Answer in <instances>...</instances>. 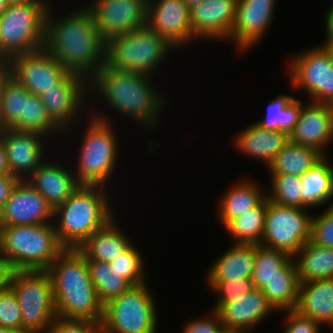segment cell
<instances>
[{"instance_id":"36","label":"cell","mask_w":333,"mask_h":333,"mask_svg":"<svg viewBox=\"0 0 333 333\" xmlns=\"http://www.w3.org/2000/svg\"><path fill=\"white\" fill-rule=\"evenodd\" d=\"M86 262L90 278L96 289L98 299L102 304L119 297L132 286L109 263L99 261Z\"/></svg>"},{"instance_id":"32","label":"cell","mask_w":333,"mask_h":333,"mask_svg":"<svg viewBox=\"0 0 333 333\" xmlns=\"http://www.w3.org/2000/svg\"><path fill=\"white\" fill-rule=\"evenodd\" d=\"M300 179L301 198L308 207L323 205L333 198V166L326 155Z\"/></svg>"},{"instance_id":"16","label":"cell","mask_w":333,"mask_h":333,"mask_svg":"<svg viewBox=\"0 0 333 333\" xmlns=\"http://www.w3.org/2000/svg\"><path fill=\"white\" fill-rule=\"evenodd\" d=\"M53 212L36 189L26 180H20L0 209V226L52 224L56 221Z\"/></svg>"},{"instance_id":"49","label":"cell","mask_w":333,"mask_h":333,"mask_svg":"<svg viewBox=\"0 0 333 333\" xmlns=\"http://www.w3.org/2000/svg\"><path fill=\"white\" fill-rule=\"evenodd\" d=\"M324 19H326V41H331L333 40V3H331V6L328 8Z\"/></svg>"},{"instance_id":"3","label":"cell","mask_w":333,"mask_h":333,"mask_svg":"<svg viewBox=\"0 0 333 333\" xmlns=\"http://www.w3.org/2000/svg\"><path fill=\"white\" fill-rule=\"evenodd\" d=\"M57 317L101 321L103 304L90 278L85 256L64 249L48 268Z\"/></svg>"},{"instance_id":"11","label":"cell","mask_w":333,"mask_h":333,"mask_svg":"<svg viewBox=\"0 0 333 333\" xmlns=\"http://www.w3.org/2000/svg\"><path fill=\"white\" fill-rule=\"evenodd\" d=\"M305 209L282 206L267 199L261 245L293 257L311 238L312 215Z\"/></svg>"},{"instance_id":"27","label":"cell","mask_w":333,"mask_h":333,"mask_svg":"<svg viewBox=\"0 0 333 333\" xmlns=\"http://www.w3.org/2000/svg\"><path fill=\"white\" fill-rule=\"evenodd\" d=\"M116 217L112 218L104 227L95 231L80 247L79 251L86 261L110 263L120 257L131 244L129 237L119 229Z\"/></svg>"},{"instance_id":"57","label":"cell","mask_w":333,"mask_h":333,"mask_svg":"<svg viewBox=\"0 0 333 333\" xmlns=\"http://www.w3.org/2000/svg\"><path fill=\"white\" fill-rule=\"evenodd\" d=\"M0 333H20V332L0 326Z\"/></svg>"},{"instance_id":"53","label":"cell","mask_w":333,"mask_h":333,"mask_svg":"<svg viewBox=\"0 0 333 333\" xmlns=\"http://www.w3.org/2000/svg\"><path fill=\"white\" fill-rule=\"evenodd\" d=\"M204 0H184L187 8L190 10L193 7L199 5L201 2H203Z\"/></svg>"},{"instance_id":"31","label":"cell","mask_w":333,"mask_h":333,"mask_svg":"<svg viewBox=\"0 0 333 333\" xmlns=\"http://www.w3.org/2000/svg\"><path fill=\"white\" fill-rule=\"evenodd\" d=\"M325 155L318 149L289 141L268 166L270 175L303 176Z\"/></svg>"},{"instance_id":"45","label":"cell","mask_w":333,"mask_h":333,"mask_svg":"<svg viewBox=\"0 0 333 333\" xmlns=\"http://www.w3.org/2000/svg\"><path fill=\"white\" fill-rule=\"evenodd\" d=\"M284 318L285 330L283 333H320L321 324L306 316H302L296 310H287Z\"/></svg>"},{"instance_id":"47","label":"cell","mask_w":333,"mask_h":333,"mask_svg":"<svg viewBox=\"0 0 333 333\" xmlns=\"http://www.w3.org/2000/svg\"><path fill=\"white\" fill-rule=\"evenodd\" d=\"M20 181L16 176L0 174V209L10 197L12 190Z\"/></svg>"},{"instance_id":"51","label":"cell","mask_w":333,"mask_h":333,"mask_svg":"<svg viewBox=\"0 0 333 333\" xmlns=\"http://www.w3.org/2000/svg\"><path fill=\"white\" fill-rule=\"evenodd\" d=\"M0 174H9V165L6 155V149L1 138H0Z\"/></svg>"},{"instance_id":"43","label":"cell","mask_w":333,"mask_h":333,"mask_svg":"<svg viewBox=\"0 0 333 333\" xmlns=\"http://www.w3.org/2000/svg\"><path fill=\"white\" fill-rule=\"evenodd\" d=\"M310 241L333 249V202L320 215L312 217Z\"/></svg>"},{"instance_id":"50","label":"cell","mask_w":333,"mask_h":333,"mask_svg":"<svg viewBox=\"0 0 333 333\" xmlns=\"http://www.w3.org/2000/svg\"><path fill=\"white\" fill-rule=\"evenodd\" d=\"M10 75V61L0 56V92L4 80Z\"/></svg>"},{"instance_id":"10","label":"cell","mask_w":333,"mask_h":333,"mask_svg":"<svg viewBox=\"0 0 333 333\" xmlns=\"http://www.w3.org/2000/svg\"><path fill=\"white\" fill-rule=\"evenodd\" d=\"M148 283L131 286L103 304L102 333H156V303Z\"/></svg>"},{"instance_id":"33","label":"cell","mask_w":333,"mask_h":333,"mask_svg":"<svg viewBox=\"0 0 333 333\" xmlns=\"http://www.w3.org/2000/svg\"><path fill=\"white\" fill-rule=\"evenodd\" d=\"M300 111L301 100L291 95L279 94L268 104L265 118L255 124L263 129L282 131L290 135L298 121Z\"/></svg>"},{"instance_id":"4","label":"cell","mask_w":333,"mask_h":333,"mask_svg":"<svg viewBox=\"0 0 333 333\" xmlns=\"http://www.w3.org/2000/svg\"><path fill=\"white\" fill-rule=\"evenodd\" d=\"M102 187L80 185L64 203L54 209V219L59 218L57 223H52L64 249H79L95 231L115 217L109 203L110 196L106 193L108 190Z\"/></svg>"},{"instance_id":"41","label":"cell","mask_w":333,"mask_h":333,"mask_svg":"<svg viewBox=\"0 0 333 333\" xmlns=\"http://www.w3.org/2000/svg\"><path fill=\"white\" fill-rule=\"evenodd\" d=\"M0 326L22 333L20 306L9 286L0 290Z\"/></svg>"},{"instance_id":"40","label":"cell","mask_w":333,"mask_h":333,"mask_svg":"<svg viewBox=\"0 0 333 333\" xmlns=\"http://www.w3.org/2000/svg\"><path fill=\"white\" fill-rule=\"evenodd\" d=\"M143 264L144 260L142 259V255L135 248L133 243L121 253L120 257H117V259L109 263V265L114 267L115 270L120 273V276L132 286L147 282Z\"/></svg>"},{"instance_id":"17","label":"cell","mask_w":333,"mask_h":333,"mask_svg":"<svg viewBox=\"0 0 333 333\" xmlns=\"http://www.w3.org/2000/svg\"><path fill=\"white\" fill-rule=\"evenodd\" d=\"M147 25L173 48L193 40L190 10L184 0H147Z\"/></svg>"},{"instance_id":"38","label":"cell","mask_w":333,"mask_h":333,"mask_svg":"<svg viewBox=\"0 0 333 333\" xmlns=\"http://www.w3.org/2000/svg\"><path fill=\"white\" fill-rule=\"evenodd\" d=\"M290 257L284 251L256 244L255 265L251 277L254 289L261 290Z\"/></svg>"},{"instance_id":"24","label":"cell","mask_w":333,"mask_h":333,"mask_svg":"<svg viewBox=\"0 0 333 333\" xmlns=\"http://www.w3.org/2000/svg\"><path fill=\"white\" fill-rule=\"evenodd\" d=\"M294 310L333 327V278L300 283Z\"/></svg>"},{"instance_id":"26","label":"cell","mask_w":333,"mask_h":333,"mask_svg":"<svg viewBox=\"0 0 333 333\" xmlns=\"http://www.w3.org/2000/svg\"><path fill=\"white\" fill-rule=\"evenodd\" d=\"M256 244H234L209 267L207 282H230L251 278L255 265Z\"/></svg>"},{"instance_id":"21","label":"cell","mask_w":333,"mask_h":333,"mask_svg":"<svg viewBox=\"0 0 333 333\" xmlns=\"http://www.w3.org/2000/svg\"><path fill=\"white\" fill-rule=\"evenodd\" d=\"M275 311L260 289L244 293L239 298H230L216 312L225 330L245 331L250 333L265 317ZM269 313V314H268Z\"/></svg>"},{"instance_id":"46","label":"cell","mask_w":333,"mask_h":333,"mask_svg":"<svg viewBox=\"0 0 333 333\" xmlns=\"http://www.w3.org/2000/svg\"><path fill=\"white\" fill-rule=\"evenodd\" d=\"M208 316L188 321L182 333H223L225 328L218 313L212 310Z\"/></svg>"},{"instance_id":"2","label":"cell","mask_w":333,"mask_h":333,"mask_svg":"<svg viewBox=\"0 0 333 333\" xmlns=\"http://www.w3.org/2000/svg\"><path fill=\"white\" fill-rule=\"evenodd\" d=\"M152 78L148 74L117 70L105 63L89 81V93H99L113 110L151 128L157 125L166 105L165 98L152 86Z\"/></svg>"},{"instance_id":"44","label":"cell","mask_w":333,"mask_h":333,"mask_svg":"<svg viewBox=\"0 0 333 333\" xmlns=\"http://www.w3.org/2000/svg\"><path fill=\"white\" fill-rule=\"evenodd\" d=\"M47 333H102L100 321L56 317Z\"/></svg>"},{"instance_id":"8","label":"cell","mask_w":333,"mask_h":333,"mask_svg":"<svg viewBox=\"0 0 333 333\" xmlns=\"http://www.w3.org/2000/svg\"><path fill=\"white\" fill-rule=\"evenodd\" d=\"M174 49L147 24L136 31L107 41L106 64L128 72L153 75Z\"/></svg>"},{"instance_id":"20","label":"cell","mask_w":333,"mask_h":333,"mask_svg":"<svg viewBox=\"0 0 333 333\" xmlns=\"http://www.w3.org/2000/svg\"><path fill=\"white\" fill-rule=\"evenodd\" d=\"M237 0H204L190 9L193 39L228 40L235 21Z\"/></svg>"},{"instance_id":"34","label":"cell","mask_w":333,"mask_h":333,"mask_svg":"<svg viewBox=\"0 0 333 333\" xmlns=\"http://www.w3.org/2000/svg\"><path fill=\"white\" fill-rule=\"evenodd\" d=\"M267 198L258 206L230 220L224 227L234 238L233 244H260L264 231Z\"/></svg>"},{"instance_id":"13","label":"cell","mask_w":333,"mask_h":333,"mask_svg":"<svg viewBox=\"0 0 333 333\" xmlns=\"http://www.w3.org/2000/svg\"><path fill=\"white\" fill-rule=\"evenodd\" d=\"M85 7L106 41L147 24V0H93Z\"/></svg>"},{"instance_id":"5","label":"cell","mask_w":333,"mask_h":333,"mask_svg":"<svg viewBox=\"0 0 333 333\" xmlns=\"http://www.w3.org/2000/svg\"><path fill=\"white\" fill-rule=\"evenodd\" d=\"M63 250L53 224L0 226V253L12 271H47Z\"/></svg>"},{"instance_id":"22","label":"cell","mask_w":333,"mask_h":333,"mask_svg":"<svg viewBox=\"0 0 333 333\" xmlns=\"http://www.w3.org/2000/svg\"><path fill=\"white\" fill-rule=\"evenodd\" d=\"M59 163L42 162L26 179L54 210L64 203L81 185L74 172Z\"/></svg>"},{"instance_id":"12","label":"cell","mask_w":333,"mask_h":333,"mask_svg":"<svg viewBox=\"0 0 333 333\" xmlns=\"http://www.w3.org/2000/svg\"><path fill=\"white\" fill-rule=\"evenodd\" d=\"M302 52V53H301ZM289 63L291 84L302 88L311 102L333 104V61L322 46L301 51Z\"/></svg>"},{"instance_id":"6","label":"cell","mask_w":333,"mask_h":333,"mask_svg":"<svg viewBox=\"0 0 333 333\" xmlns=\"http://www.w3.org/2000/svg\"><path fill=\"white\" fill-rule=\"evenodd\" d=\"M94 113L89 118L74 174L81 185L105 186L117 163V142L110 117ZM105 183V184H104Z\"/></svg>"},{"instance_id":"54","label":"cell","mask_w":333,"mask_h":333,"mask_svg":"<svg viewBox=\"0 0 333 333\" xmlns=\"http://www.w3.org/2000/svg\"><path fill=\"white\" fill-rule=\"evenodd\" d=\"M333 140V104H330V142Z\"/></svg>"},{"instance_id":"23","label":"cell","mask_w":333,"mask_h":333,"mask_svg":"<svg viewBox=\"0 0 333 333\" xmlns=\"http://www.w3.org/2000/svg\"><path fill=\"white\" fill-rule=\"evenodd\" d=\"M289 141L318 149L324 155L330 143V104L314 103L303 105Z\"/></svg>"},{"instance_id":"37","label":"cell","mask_w":333,"mask_h":333,"mask_svg":"<svg viewBox=\"0 0 333 333\" xmlns=\"http://www.w3.org/2000/svg\"><path fill=\"white\" fill-rule=\"evenodd\" d=\"M29 91L9 75L0 92V130L11 128L24 115L25 97Z\"/></svg>"},{"instance_id":"1","label":"cell","mask_w":333,"mask_h":333,"mask_svg":"<svg viewBox=\"0 0 333 333\" xmlns=\"http://www.w3.org/2000/svg\"><path fill=\"white\" fill-rule=\"evenodd\" d=\"M52 5L46 16L44 49L69 73L88 82L106 63L107 41L99 35L90 11L83 7L57 21ZM53 15V16H52Z\"/></svg>"},{"instance_id":"42","label":"cell","mask_w":333,"mask_h":333,"mask_svg":"<svg viewBox=\"0 0 333 333\" xmlns=\"http://www.w3.org/2000/svg\"><path fill=\"white\" fill-rule=\"evenodd\" d=\"M209 289L218 293V299L213 307L217 311L222 305L226 304L230 298H239L244 293H250L254 290L251 278H240L239 280H230V282H207Z\"/></svg>"},{"instance_id":"19","label":"cell","mask_w":333,"mask_h":333,"mask_svg":"<svg viewBox=\"0 0 333 333\" xmlns=\"http://www.w3.org/2000/svg\"><path fill=\"white\" fill-rule=\"evenodd\" d=\"M0 138L6 149L10 175L26 180L44 161V135L3 128Z\"/></svg>"},{"instance_id":"55","label":"cell","mask_w":333,"mask_h":333,"mask_svg":"<svg viewBox=\"0 0 333 333\" xmlns=\"http://www.w3.org/2000/svg\"><path fill=\"white\" fill-rule=\"evenodd\" d=\"M9 4H18L26 2H47L46 0H7Z\"/></svg>"},{"instance_id":"52","label":"cell","mask_w":333,"mask_h":333,"mask_svg":"<svg viewBox=\"0 0 333 333\" xmlns=\"http://www.w3.org/2000/svg\"><path fill=\"white\" fill-rule=\"evenodd\" d=\"M326 43L322 44L321 46L330 56V59L333 61V40L325 41Z\"/></svg>"},{"instance_id":"9","label":"cell","mask_w":333,"mask_h":333,"mask_svg":"<svg viewBox=\"0 0 333 333\" xmlns=\"http://www.w3.org/2000/svg\"><path fill=\"white\" fill-rule=\"evenodd\" d=\"M8 286L20 306L22 333H47L57 317L48 271H11Z\"/></svg>"},{"instance_id":"18","label":"cell","mask_w":333,"mask_h":333,"mask_svg":"<svg viewBox=\"0 0 333 333\" xmlns=\"http://www.w3.org/2000/svg\"><path fill=\"white\" fill-rule=\"evenodd\" d=\"M275 3L276 0H237L235 21L228 41L236 42L238 51L244 53L249 50L268 32Z\"/></svg>"},{"instance_id":"7","label":"cell","mask_w":333,"mask_h":333,"mask_svg":"<svg viewBox=\"0 0 333 333\" xmlns=\"http://www.w3.org/2000/svg\"><path fill=\"white\" fill-rule=\"evenodd\" d=\"M50 2L9 4L0 16V56L15 55L43 49L46 16Z\"/></svg>"},{"instance_id":"25","label":"cell","mask_w":333,"mask_h":333,"mask_svg":"<svg viewBox=\"0 0 333 333\" xmlns=\"http://www.w3.org/2000/svg\"><path fill=\"white\" fill-rule=\"evenodd\" d=\"M234 142L238 151L246 156L263 160L268 168L276 155L289 142V135L282 131L263 129L253 123L240 131Z\"/></svg>"},{"instance_id":"56","label":"cell","mask_w":333,"mask_h":333,"mask_svg":"<svg viewBox=\"0 0 333 333\" xmlns=\"http://www.w3.org/2000/svg\"><path fill=\"white\" fill-rule=\"evenodd\" d=\"M9 3L7 0H0V16L5 12Z\"/></svg>"},{"instance_id":"48","label":"cell","mask_w":333,"mask_h":333,"mask_svg":"<svg viewBox=\"0 0 333 333\" xmlns=\"http://www.w3.org/2000/svg\"><path fill=\"white\" fill-rule=\"evenodd\" d=\"M11 271L7 261L0 253V290L9 285Z\"/></svg>"},{"instance_id":"35","label":"cell","mask_w":333,"mask_h":333,"mask_svg":"<svg viewBox=\"0 0 333 333\" xmlns=\"http://www.w3.org/2000/svg\"><path fill=\"white\" fill-rule=\"evenodd\" d=\"M20 131L35 132L45 137L64 131L51 119L39 95L28 93L25 97L24 115L11 127Z\"/></svg>"},{"instance_id":"28","label":"cell","mask_w":333,"mask_h":333,"mask_svg":"<svg viewBox=\"0 0 333 333\" xmlns=\"http://www.w3.org/2000/svg\"><path fill=\"white\" fill-rule=\"evenodd\" d=\"M299 286L296 263L294 258L290 257L261 290L272 308L278 312L295 308Z\"/></svg>"},{"instance_id":"30","label":"cell","mask_w":333,"mask_h":333,"mask_svg":"<svg viewBox=\"0 0 333 333\" xmlns=\"http://www.w3.org/2000/svg\"><path fill=\"white\" fill-rule=\"evenodd\" d=\"M293 258L300 283L333 278V249L316 245L309 240Z\"/></svg>"},{"instance_id":"29","label":"cell","mask_w":333,"mask_h":333,"mask_svg":"<svg viewBox=\"0 0 333 333\" xmlns=\"http://www.w3.org/2000/svg\"><path fill=\"white\" fill-rule=\"evenodd\" d=\"M259 186L250 178L247 180L244 178L226 191L218 204V217L223 226L230 220L255 208L266 198V193Z\"/></svg>"},{"instance_id":"39","label":"cell","mask_w":333,"mask_h":333,"mask_svg":"<svg viewBox=\"0 0 333 333\" xmlns=\"http://www.w3.org/2000/svg\"><path fill=\"white\" fill-rule=\"evenodd\" d=\"M271 184V191L266 195V198L271 202L299 209L308 207L301 198V179L299 176L271 175Z\"/></svg>"},{"instance_id":"14","label":"cell","mask_w":333,"mask_h":333,"mask_svg":"<svg viewBox=\"0 0 333 333\" xmlns=\"http://www.w3.org/2000/svg\"><path fill=\"white\" fill-rule=\"evenodd\" d=\"M10 75L30 93L41 96L56 88L68 74L63 65L44 48L9 59Z\"/></svg>"},{"instance_id":"15","label":"cell","mask_w":333,"mask_h":333,"mask_svg":"<svg viewBox=\"0 0 333 333\" xmlns=\"http://www.w3.org/2000/svg\"><path fill=\"white\" fill-rule=\"evenodd\" d=\"M89 82L73 73H69L56 88L40 96L51 119L63 130L74 126L82 112L84 101L88 97ZM81 111V112H80Z\"/></svg>"},{"instance_id":"58","label":"cell","mask_w":333,"mask_h":333,"mask_svg":"<svg viewBox=\"0 0 333 333\" xmlns=\"http://www.w3.org/2000/svg\"><path fill=\"white\" fill-rule=\"evenodd\" d=\"M223 333H248L245 331H234V330H225Z\"/></svg>"}]
</instances>
